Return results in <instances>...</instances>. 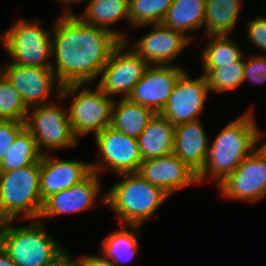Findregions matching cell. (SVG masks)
<instances>
[{"instance_id": "cell-4", "label": "cell", "mask_w": 266, "mask_h": 266, "mask_svg": "<svg viewBox=\"0 0 266 266\" xmlns=\"http://www.w3.org/2000/svg\"><path fill=\"white\" fill-rule=\"evenodd\" d=\"M121 180L102 196L123 225H142L170 196L138 173L119 174Z\"/></svg>"}, {"instance_id": "cell-37", "label": "cell", "mask_w": 266, "mask_h": 266, "mask_svg": "<svg viewBox=\"0 0 266 266\" xmlns=\"http://www.w3.org/2000/svg\"><path fill=\"white\" fill-rule=\"evenodd\" d=\"M256 149H258V151L266 157V142Z\"/></svg>"}, {"instance_id": "cell-38", "label": "cell", "mask_w": 266, "mask_h": 266, "mask_svg": "<svg viewBox=\"0 0 266 266\" xmlns=\"http://www.w3.org/2000/svg\"><path fill=\"white\" fill-rule=\"evenodd\" d=\"M58 1H60V2H63V3H69V5H70V3H76V2H81V1H83V0H58Z\"/></svg>"}, {"instance_id": "cell-16", "label": "cell", "mask_w": 266, "mask_h": 266, "mask_svg": "<svg viewBox=\"0 0 266 266\" xmlns=\"http://www.w3.org/2000/svg\"><path fill=\"white\" fill-rule=\"evenodd\" d=\"M152 31L142 36L133 50L149 65L170 66L176 57L191 44L182 32L159 24H150Z\"/></svg>"}, {"instance_id": "cell-33", "label": "cell", "mask_w": 266, "mask_h": 266, "mask_svg": "<svg viewBox=\"0 0 266 266\" xmlns=\"http://www.w3.org/2000/svg\"><path fill=\"white\" fill-rule=\"evenodd\" d=\"M247 36L258 49L266 51V17L258 16L247 23Z\"/></svg>"}, {"instance_id": "cell-13", "label": "cell", "mask_w": 266, "mask_h": 266, "mask_svg": "<svg viewBox=\"0 0 266 266\" xmlns=\"http://www.w3.org/2000/svg\"><path fill=\"white\" fill-rule=\"evenodd\" d=\"M184 72L179 66L150 65L134 86L128 99L160 113L166 106L173 87Z\"/></svg>"}, {"instance_id": "cell-12", "label": "cell", "mask_w": 266, "mask_h": 266, "mask_svg": "<svg viewBox=\"0 0 266 266\" xmlns=\"http://www.w3.org/2000/svg\"><path fill=\"white\" fill-rule=\"evenodd\" d=\"M185 71L176 81L169 100L160 112L171 124L199 119L210 92L206 76L203 74L196 79L188 77Z\"/></svg>"}, {"instance_id": "cell-24", "label": "cell", "mask_w": 266, "mask_h": 266, "mask_svg": "<svg viewBox=\"0 0 266 266\" xmlns=\"http://www.w3.org/2000/svg\"><path fill=\"white\" fill-rule=\"evenodd\" d=\"M140 227L141 225H122L120 230L103 239L99 251L115 266L128 262L138 252L137 236L141 235L138 231Z\"/></svg>"}, {"instance_id": "cell-8", "label": "cell", "mask_w": 266, "mask_h": 266, "mask_svg": "<svg viewBox=\"0 0 266 266\" xmlns=\"http://www.w3.org/2000/svg\"><path fill=\"white\" fill-rule=\"evenodd\" d=\"M56 103L49 102L29 109L25 128L36 140L39 151L67 149L77 145L79 139L74 135L68 110H62ZM32 110V111H31Z\"/></svg>"}, {"instance_id": "cell-6", "label": "cell", "mask_w": 266, "mask_h": 266, "mask_svg": "<svg viewBox=\"0 0 266 266\" xmlns=\"http://www.w3.org/2000/svg\"><path fill=\"white\" fill-rule=\"evenodd\" d=\"M84 86L87 84L63 85L58 97V100H62L76 95L69 107L68 117L77 139L90 132L97 135L110 126L114 103V99L107 96L98 86L95 90Z\"/></svg>"}, {"instance_id": "cell-31", "label": "cell", "mask_w": 266, "mask_h": 266, "mask_svg": "<svg viewBox=\"0 0 266 266\" xmlns=\"http://www.w3.org/2000/svg\"><path fill=\"white\" fill-rule=\"evenodd\" d=\"M25 128V121L0 120V163L17 135Z\"/></svg>"}, {"instance_id": "cell-34", "label": "cell", "mask_w": 266, "mask_h": 266, "mask_svg": "<svg viewBox=\"0 0 266 266\" xmlns=\"http://www.w3.org/2000/svg\"><path fill=\"white\" fill-rule=\"evenodd\" d=\"M77 266H115L109 259L103 255L81 256L75 260Z\"/></svg>"}, {"instance_id": "cell-9", "label": "cell", "mask_w": 266, "mask_h": 266, "mask_svg": "<svg viewBox=\"0 0 266 266\" xmlns=\"http://www.w3.org/2000/svg\"><path fill=\"white\" fill-rule=\"evenodd\" d=\"M95 142L100 158L97 163L91 164L92 172L99 175L104 169L115 171L118 175L138 172L143 161L138 139L127 136L110 125L95 135Z\"/></svg>"}, {"instance_id": "cell-17", "label": "cell", "mask_w": 266, "mask_h": 266, "mask_svg": "<svg viewBox=\"0 0 266 266\" xmlns=\"http://www.w3.org/2000/svg\"><path fill=\"white\" fill-rule=\"evenodd\" d=\"M91 173V163L62 160L44 153L40 160V193L43 202L49 196L79 184Z\"/></svg>"}, {"instance_id": "cell-15", "label": "cell", "mask_w": 266, "mask_h": 266, "mask_svg": "<svg viewBox=\"0 0 266 266\" xmlns=\"http://www.w3.org/2000/svg\"><path fill=\"white\" fill-rule=\"evenodd\" d=\"M5 66L2 74L21 95L28 109L47 104L57 81L52 68L25 67L13 63Z\"/></svg>"}, {"instance_id": "cell-27", "label": "cell", "mask_w": 266, "mask_h": 266, "mask_svg": "<svg viewBox=\"0 0 266 266\" xmlns=\"http://www.w3.org/2000/svg\"><path fill=\"white\" fill-rule=\"evenodd\" d=\"M42 155L32 134L24 128L3 157L0 171H12L37 163Z\"/></svg>"}, {"instance_id": "cell-3", "label": "cell", "mask_w": 266, "mask_h": 266, "mask_svg": "<svg viewBox=\"0 0 266 266\" xmlns=\"http://www.w3.org/2000/svg\"><path fill=\"white\" fill-rule=\"evenodd\" d=\"M43 220L34 219L25 226L0 224V246L16 266H55L68 253L47 232Z\"/></svg>"}, {"instance_id": "cell-19", "label": "cell", "mask_w": 266, "mask_h": 266, "mask_svg": "<svg viewBox=\"0 0 266 266\" xmlns=\"http://www.w3.org/2000/svg\"><path fill=\"white\" fill-rule=\"evenodd\" d=\"M209 151L208 139L200 119L175 125L173 153L197 174Z\"/></svg>"}, {"instance_id": "cell-36", "label": "cell", "mask_w": 266, "mask_h": 266, "mask_svg": "<svg viewBox=\"0 0 266 266\" xmlns=\"http://www.w3.org/2000/svg\"><path fill=\"white\" fill-rule=\"evenodd\" d=\"M71 258L68 253L63 259H61L55 266H77L75 259Z\"/></svg>"}, {"instance_id": "cell-20", "label": "cell", "mask_w": 266, "mask_h": 266, "mask_svg": "<svg viewBox=\"0 0 266 266\" xmlns=\"http://www.w3.org/2000/svg\"><path fill=\"white\" fill-rule=\"evenodd\" d=\"M175 125L160 113H156L138 137L143 160L173 153Z\"/></svg>"}, {"instance_id": "cell-10", "label": "cell", "mask_w": 266, "mask_h": 266, "mask_svg": "<svg viewBox=\"0 0 266 266\" xmlns=\"http://www.w3.org/2000/svg\"><path fill=\"white\" fill-rule=\"evenodd\" d=\"M128 40L121 41L113 50L108 62L102 69L97 86L110 98L114 94H122L125 99L131 94L134 86L140 81L145 70L150 66L133 49ZM131 49V50H130ZM125 51V52H124Z\"/></svg>"}, {"instance_id": "cell-29", "label": "cell", "mask_w": 266, "mask_h": 266, "mask_svg": "<svg viewBox=\"0 0 266 266\" xmlns=\"http://www.w3.org/2000/svg\"><path fill=\"white\" fill-rule=\"evenodd\" d=\"M244 56L233 64H222V67L213 68L207 75L210 92H224L237 88L243 84Z\"/></svg>"}, {"instance_id": "cell-11", "label": "cell", "mask_w": 266, "mask_h": 266, "mask_svg": "<svg viewBox=\"0 0 266 266\" xmlns=\"http://www.w3.org/2000/svg\"><path fill=\"white\" fill-rule=\"evenodd\" d=\"M218 187L229 200L256 202L262 199L266 195V157L255 148Z\"/></svg>"}, {"instance_id": "cell-25", "label": "cell", "mask_w": 266, "mask_h": 266, "mask_svg": "<svg viewBox=\"0 0 266 266\" xmlns=\"http://www.w3.org/2000/svg\"><path fill=\"white\" fill-rule=\"evenodd\" d=\"M241 0H205V35H228L236 22Z\"/></svg>"}, {"instance_id": "cell-28", "label": "cell", "mask_w": 266, "mask_h": 266, "mask_svg": "<svg viewBox=\"0 0 266 266\" xmlns=\"http://www.w3.org/2000/svg\"><path fill=\"white\" fill-rule=\"evenodd\" d=\"M174 0H129V23L134 27L159 24Z\"/></svg>"}, {"instance_id": "cell-14", "label": "cell", "mask_w": 266, "mask_h": 266, "mask_svg": "<svg viewBox=\"0 0 266 266\" xmlns=\"http://www.w3.org/2000/svg\"><path fill=\"white\" fill-rule=\"evenodd\" d=\"M137 173L169 196L181 188L199 184L197 173L174 153L143 160Z\"/></svg>"}, {"instance_id": "cell-21", "label": "cell", "mask_w": 266, "mask_h": 266, "mask_svg": "<svg viewBox=\"0 0 266 266\" xmlns=\"http://www.w3.org/2000/svg\"><path fill=\"white\" fill-rule=\"evenodd\" d=\"M84 12L79 16L90 26L101 27L113 32L121 41L129 40L121 31H114L109 26L119 19L129 22V0H88Z\"/></svg>"}, {"instance_id": "cell-26", "label": "cell", "mask_w": 266, "mask_h": 266, "mask_svg": "<svg viewBox=\"0 0 266 266\" xmlns=\"http://www.w3.org/2000/svg\"><path fill=\"white\" fill-rule=\"evenodd\" d=\"M201 53L203 74L206 76L213 68L222 64H233L244 54L228 35H209Z\"/></svg>"}, {"instance_id": "cell-18", "label": "cell", "mask_w": 266, "mask_h": 266, "mask_svg": "<svg viewBox=\"0 0 266 266\" xmlns=\"http://www.w3.org/2000/svg\"><path fill=\"white\" fill-rule=\"evenodd\" d=\"M100 175L92 172L79 184L49 196L44 202L39 220L60 214L78 213L94 206L101 189Z\"/></svg>"}, {"instance_id": "cell-2", "label": "cell", "mask_w": 266, "mask_h": 266, "mask_svg": "<svg viewBox=\"0 0 266 266\" xmlns=\"http://www.w3.org/2000/svg\"><path fill=\"white\" fill-rule=\"evenodd\" d=\"M261 135L252 110L229 122L209 146L206 162L197 174L199 184L208 176L220 183L227 175L234 172L255 150L254 148H257Z\"/></svg>"}, {"instance_id": "cell-35", "label": "cell", "mask_w": 266, "mask_h": 266, "mask_svg": "<svg viewBox=\"0 0 266 266\" xmlns=\"http://www.w3.org/2000/svg\"><path fill=\"white\" fill-rule=\"evenodd\" d=\"M0 266H16L9 255L0 246Z\"/></svg>"}, {"instance_id": "cell-32", "label": "cell", "mask_w": 266, "mask_h": 266, "mask_svg": "<svg viewBox=\"0 0 266 266\" xmlns=\"http://www.w3.org/2000/svg\"><path fill=\"white\" fill-rule=\"evenodd\" d=\"M244 79L254 84H262L266 82V56H250L245 58Z\"/></svg>"}, {"instance_id": "cell-23", "label": "cell", "mask_w": 266, "mask_h": 266, "mask_svg": "<svg viewBox=\"0 0 266 266\" xmlns=\"http://www.w3.org/2000/svg\"><path fill=\"white\" fill-rule=\"evenodd\" d=\"M204 14L205 0H174L161 24L182 32L192 41L193 37L187 33L203 28Z\"/></svg>"}, {"instance_id": "cell-1", "label": "cell", "mask_w": 266, "mask_h": 266, "mask_svg": "<svg viewBox=\"0 0 266 266\" xmlns=\"http://www.w3.org/2000/svg\"><path fill=\"white\" fill-rule=\"evenodd\" d=\"M52 29V65L57 96L63 85L90 84L121 40L111 31L90 26L67 8Z\"/></svg>"}, {"instance_id": "cell-30", "label": "cell", "mask_w": 266, "mask_h": 266, "mask_svg": "<svg viewBox=\"0 0 266 266\" xmlns=\"http://www.w3.org/2000/svg\"><path fill=\"white\" fill-rule=\"evenodd\" d=\"M29 109L14 86L0 74V120L25 121Z\"/></svg>"}, {"instance_id": "cell-22", "label": "cell", "mask_w": 266, "mask_h": 266, "mask_svg": "<svg viewBox=\"0 0 266 266\" xmlns=\"http://www.w3.org/2000/svg\"><path fill=\"white\" fill-rule=\"evenodd\" d=\"M115 101L112 106L111 126L138 139L156 113L148 107L131 102L128 98Z\"/></svg>"}, {"instance_id": "cell-7", "label": "cell", "mask_w": 266, "mask_h": 266, "mask_svg": "<svg viewBox=\"0 0 266 266\" xmlns=\"http://www.w3.org/2000/svg\"><path fill=\"white\" fill-rule=\"evenodd\" d=\"M52 32L35 21L20 19L0 35V42L13 59L11 63L25 67L52 68Z\"/></svg>"}, {"instance_id": "cell-5", "label": "cell", "mask_w": 266, "mask_h": 266, "mask_svg": "<svg viewBox=\"0 0 266 266\" xmlns=\"http://www.w3.org/2000/svg\"><path fill=\"white\" fill-rule=\"evenodd\" d=\"M42 207L40 161L16 170L0 171V222L20 217L38 219Z\"/></svg>"}]
</instances>
